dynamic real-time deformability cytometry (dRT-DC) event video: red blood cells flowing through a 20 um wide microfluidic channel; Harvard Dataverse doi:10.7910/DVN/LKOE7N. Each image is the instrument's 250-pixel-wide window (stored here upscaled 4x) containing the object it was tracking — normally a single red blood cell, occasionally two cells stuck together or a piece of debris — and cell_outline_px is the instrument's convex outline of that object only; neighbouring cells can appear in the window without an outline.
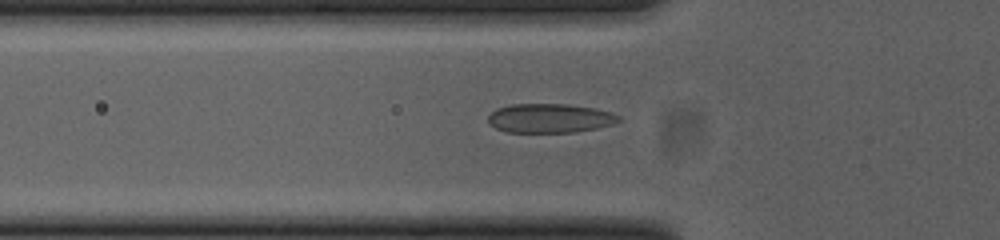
{"species": "common noctule bat (a hibernating species)", "species_latin": "Nyctalus noctula", "temperature_condition": "cold", "stored_images_in_passage": 38, "camera_frame_rate_fps": 3000, "um_per_image_px": 0.085, "animal": {"sex": "female", "body_mass_g": 23.0, "forearm_length_mm": 53.4}, "frame": {"image": 1, "passage_image": 9, "time_ms": 2.667, "image_size_px": [1000, 240], "cell_outline_px": [[620, 120], [612, 124], [596, 128], [576, 132], [508, 132], [496, 128], [488, 120], [488, 116], [496, 108], [512, 104], [568, 104], [596, 108], [612, 112], [620, 116]], "centroid_in_image_um": [46.76, 10.04], "position_along_channel_um": 79.0, "area_um2": 22.14}}
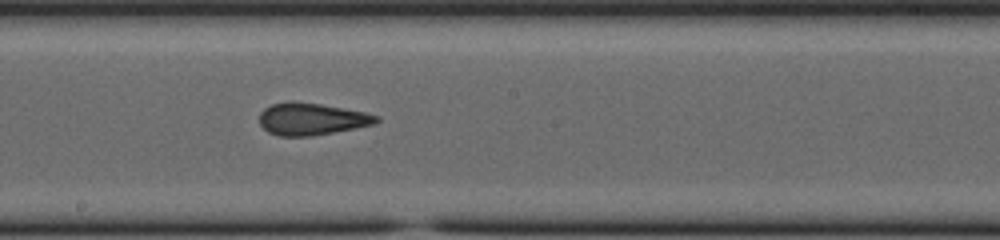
{"frame": {"image": 2, "passage_image": 20, "time_ms": 6.333, "image_size_px": [1000, 240], "cell_outline_px": [[380, 120], [376, 124], [312, 136], [280, 136], [268, 132], [260, 124], [260, 112], [264, 108], [272, 104], [288, 100], [292, 100], [320, 104], [364, 112], [380, 116]], "centroid_in_image_um": [26.48, 10.11], "position_along_channel_um": 221.7, "area_um2": 21.96}}
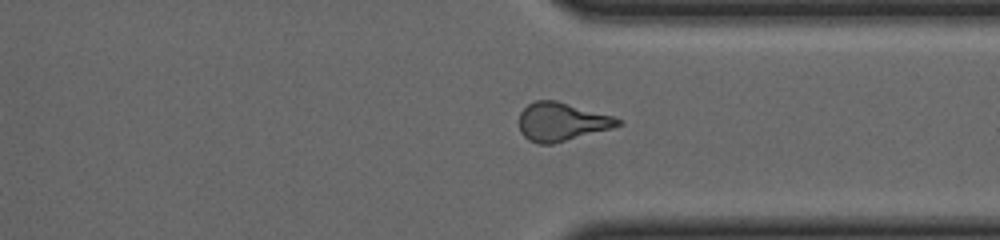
{"frame": {"image": 3, "passage_image": 31, "time_ms": 10.0, "image_size_px": [1000, 240], "cell_outline_px": [[624, 124], [612, 128], [552, 144], [540, 144], [528, 140], [520, 132], [520, 112], [528, 104], [536, 100], [556, 100], [612, 116], [624, 120]], "centroid_in_image_um": [47.75, 10.35], "position_along_channel_um": 363.7, "area_um2": 22.02}, "authors_computed_cell_mechanics": {"area_um2": 22.0507, "velocity_mm_per_s": 3.8744, "shape_relaxation_time_tau1_ms": 10.3139, "shape_relaxation_time_tau2_ms": 1.5955, "deformation_change_tau1": 0.1944, "deformation_change_tau2": 0.0824}}